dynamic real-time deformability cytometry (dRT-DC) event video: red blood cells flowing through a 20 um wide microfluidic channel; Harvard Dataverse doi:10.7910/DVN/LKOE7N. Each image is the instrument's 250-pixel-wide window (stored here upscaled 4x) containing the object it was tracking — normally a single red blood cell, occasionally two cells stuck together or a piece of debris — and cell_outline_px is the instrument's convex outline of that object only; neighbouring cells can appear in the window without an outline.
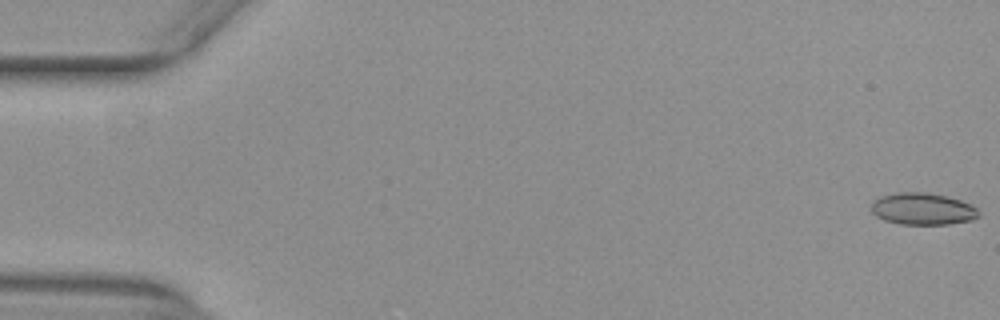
{"species": "common noctule bat (a hibernating species)", "species_latin": "Nyctalus noctula", "temperature_condition": "warm", "stored_images_in_passage": 53, "camera_frame_rate_fps": 3000, "um_per_image_px": 0.085, "animal": {"sex": "female", "body_mass_g": 29.2, "forearm_length_mm": 56.3}, "frame": {"image": 1, "passage_image": 1, "time_ms": 0.0, "image_size_px": [1000, 320], "cell_outline_px": [[980, 216], [972, 220], [948, 224], [900, 224], [884, 220], [876, 216], [872, 212], [872, 200], [880, 196], [896, 192], [928, 192], [948, 196], [972, 204], [980, 212]], "centroid_in_image_um": [78.44, 17.74], "position_along_channel_um": 6.6, "area_um2": 20.23}}
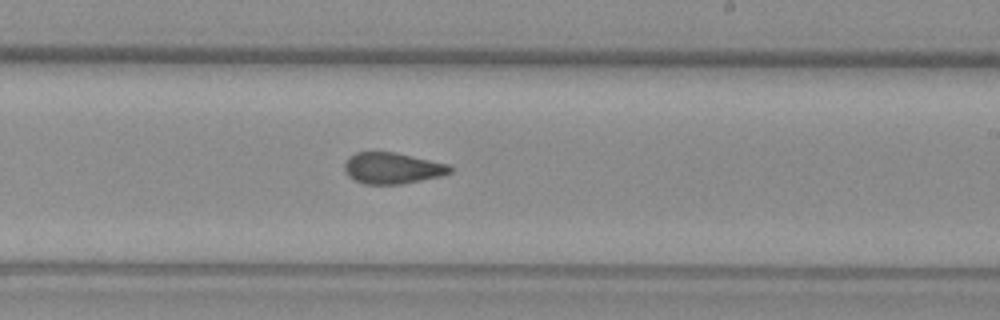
{"frame": {"image": 2, "passage_image": 32, "time_ms": 10.333, "image_size_px": [1000, 320], "cell_outline_px": [[452, 172], [440, 176], [400, 184], [364, 184], [348, 176], [344, 172], [344, 164], [348, 156], [356, 152], [396, 152], [452, 164]], "centroid_in_image_um": [33.36, 14.28], "position_along_channel_um": 255.6, "area_um2": 19.42}}
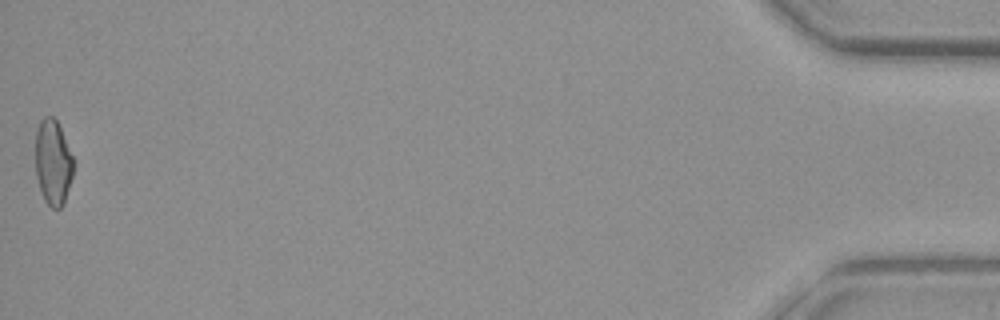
{"frame": {"image": 3, "passage_image": 53, "time_ms": 17.333, "image_size_px": [1000, 320], "cell_outline_px": [[72, 176], [64, 204], [60, 208], [52, 208], [44, 200], [36, 176], [36, 128], [40, 120], [44, 116], [52, 116], [56, 120], [60, 128], [72, 156]], "centroid_in_image_um": [4.48, 13.8], "position_along_channel_um": 430.7, "area_um2": 18.61}, "authors_computed_cell_mechanics": {"area_um2": 19.7676, "velocity_mm_per_s": 3.9721, "shape_relaxation_time_tau1_ms": null, "shape_relaxation_time_tau2_ms": 1.7298, "deformation_change_tau1": null, "deformation_change_tau2": 0.0728}}